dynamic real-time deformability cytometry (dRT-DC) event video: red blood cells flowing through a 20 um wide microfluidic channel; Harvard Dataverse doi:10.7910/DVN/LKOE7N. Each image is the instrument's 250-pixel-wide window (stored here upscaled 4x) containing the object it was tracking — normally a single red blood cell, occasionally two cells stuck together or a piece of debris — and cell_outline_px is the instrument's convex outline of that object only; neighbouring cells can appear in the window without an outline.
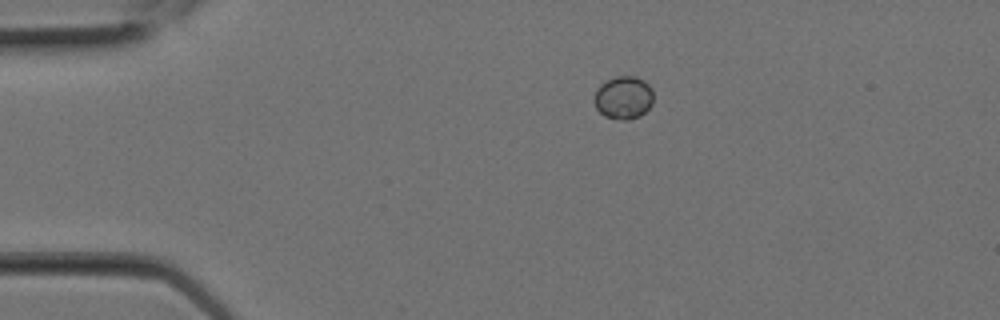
{"species": "Egyptian fruit bat (a non-hibernating species)", "species_latin": "Rousettus aegyptiacus", "temperature_condition": "room temperature", "stored_images_in_passage": 6, "camera_frame_rate_fps": 3000, "um_per_image_px": 0.085, "animal": {"sex": "female"}, "frame": {"image": 1, "passage_image": 1, "time_ms": 0.0, "image_size_px": [1000, 320], "cell_outline_px": [[652, 104], [640, 116], [628, 120], [620, 120], [604, 116], [596, 108], [592, 100], [596, 88], [600, 84], [616, 76], [636, 76], [644, 80], [652, 88]], "centroid_in_image_um": [52.97, 8.3], "position_along_channel_um": 32.0, "area_um2": 15.03}}
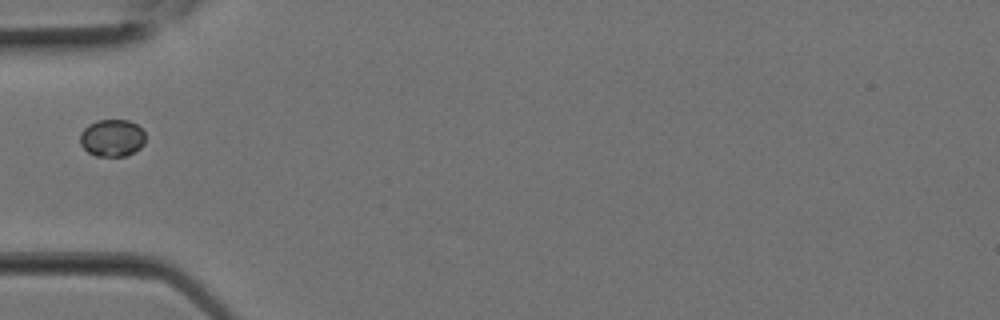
{"frame": {"image": 2, "passage_image": 4, "time_ms": 1.0, "image_size_px": [1000, 320], "cell_outline_px": [[144, 144], [140, 148], [124, 156], [96, 156], [88, 152], [80, 144], [80, 132], [88, 124], [100, 120], [128, 120], [136, 124], [144, 132]], "centroid_in_image_um": [9.51, 11.72], "position_along_channel_um": 75.5, "area_um2": 14.1}}
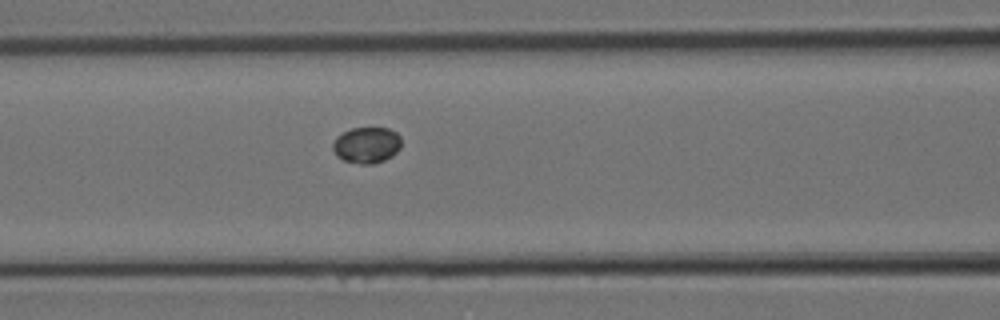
{"frame": {"image": 3, "passage_image": 6, "time_ms": 1.667, "image_size_px": [1000, 320], "cell_outline_px": [[400, 148], [392, 156], [384, 160], [372, 164], [360, 164], [344, 160], [336, 156], [332, 148], [332, 144], [336, 136], [352, 128], [388, 128], [396, 132], [400, 136]], "centroid_in_image_um": [31.15, 12.33], "position_along_channel_um": 135.5, "area_um2": 14.45}}